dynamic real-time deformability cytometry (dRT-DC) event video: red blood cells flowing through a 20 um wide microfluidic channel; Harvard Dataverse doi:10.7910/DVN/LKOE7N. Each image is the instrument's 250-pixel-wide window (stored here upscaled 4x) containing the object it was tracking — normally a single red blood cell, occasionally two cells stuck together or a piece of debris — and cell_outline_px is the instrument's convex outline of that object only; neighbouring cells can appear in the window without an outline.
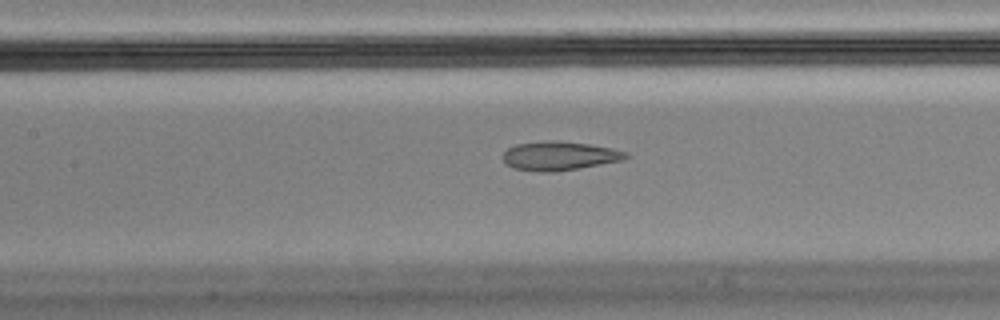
{"species": "Egyptian fruit bat (a non-hibernating species)", "species_latin": "Rousettus aegyptiacus", "temperature_condition": "cold", "stored_images_in_passage": 31, "camera_frame_rate_fps": 3000, "um_per_image_px": 0.085, "animal": {"sex": "male"}, "frame": {"image": 1, "passage_image": 10, "time_ms": 3.0, "image_size_px": [1000, 320], "cell_outline_px": [[632, 156], [624, 160], [556, 172], [544, 172], [512, 168], [500, 156], [508, 148], [516, 144], [548, 140], [552, 140], [592, 144], [628, 152]], "centroid_in_image_um": [47.57, 13.24], "position_along_channel_um": 159.8, "area_um2": 20.87}}